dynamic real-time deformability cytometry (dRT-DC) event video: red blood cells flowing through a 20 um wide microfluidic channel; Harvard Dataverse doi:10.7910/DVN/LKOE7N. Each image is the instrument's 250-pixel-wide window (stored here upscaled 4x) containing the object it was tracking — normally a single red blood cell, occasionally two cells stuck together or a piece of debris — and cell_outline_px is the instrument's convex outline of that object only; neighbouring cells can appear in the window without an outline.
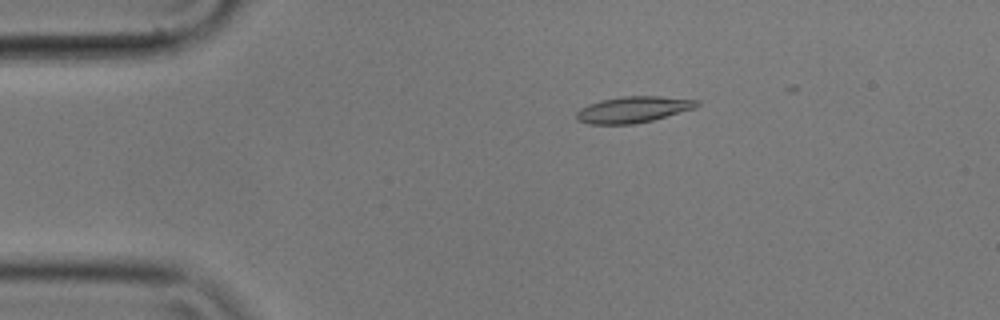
{"species": "common noctule bat (a hibernating species)", "species_latin": "Nyctalus noctula", "temperature_condition": "cold", "stored_images_in_passage": 24, "camera_frame_rate_fps": 3000, "um_per_image_px": 0.085, "animal": {"sex": "male", "body_mass_g": 17.9}, "frame": {"image": 1, "passage_image": 10, "time_ms": 3.0, "image_size_px": [1000, 320], "cell_outline_px": [[700, 104], [696, 108], [652, 120], [636, 124], [588, 124], [576, 120], [576, 112], [580, 108], [588, 104], [600, 100], [624, 96], [660, 96], [700, 100]], "centroid_in_image_um": [53.82, 9.31], "position_along_channel_um": 31.2, "area_um2": 18.55}}
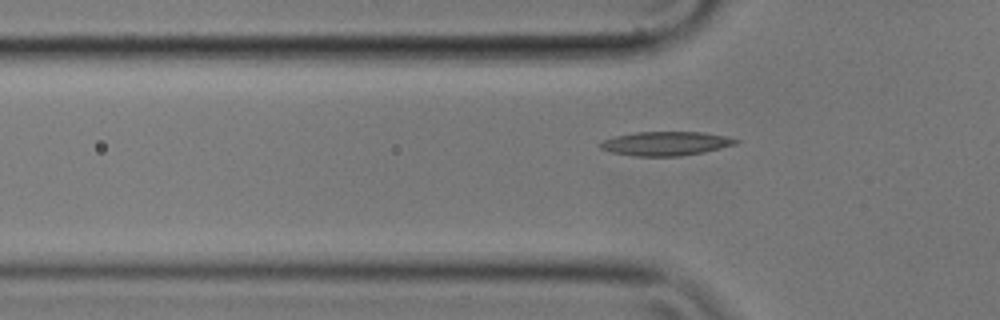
{"frame": {"image": 2, "passage_image": 17, "time_ms": 5.333, "image_size_px": [1000, 320], "cell_outline_px": [[740, 140], [736, 144], [704, 152], [680, 156], [636, 156], [612, 152], [600, 148], [600, 144], [604, 140], [616, 136], [636, 132], [700, 132], [724, 136]], "centroid_in_image_um": [56.6, 12.2], "position_along_channel_um": 69.2, "area_um2": 18.67}}
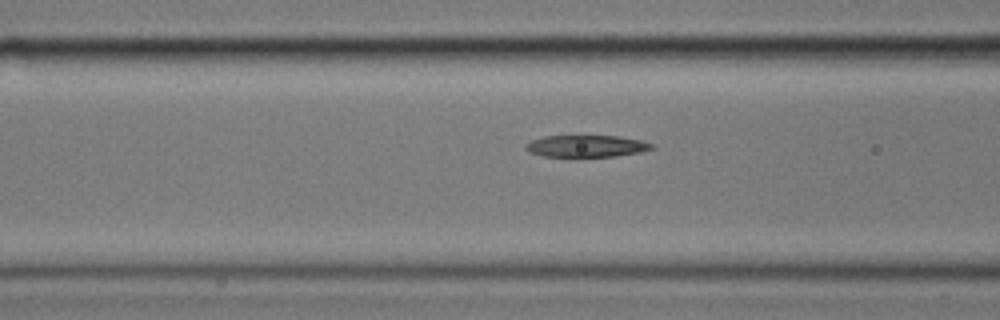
{"frame": {"image": 3, "passage_image": 21, "time_ms": 6.667, "image_size_px": [1000, 320], "cell_outline_px": [[656, 148], [640, 152], [616, 156], [576, 160], [544, 156], [528, 152], [524, 148], [524, 144], [532, 140], [544, 136], [620, 136], [640, 140], [656, 144]], "centroid_in_image_um": [49.83, 12.47], "position_along_channel_um": 116.8, "area_um2": 17.17}}